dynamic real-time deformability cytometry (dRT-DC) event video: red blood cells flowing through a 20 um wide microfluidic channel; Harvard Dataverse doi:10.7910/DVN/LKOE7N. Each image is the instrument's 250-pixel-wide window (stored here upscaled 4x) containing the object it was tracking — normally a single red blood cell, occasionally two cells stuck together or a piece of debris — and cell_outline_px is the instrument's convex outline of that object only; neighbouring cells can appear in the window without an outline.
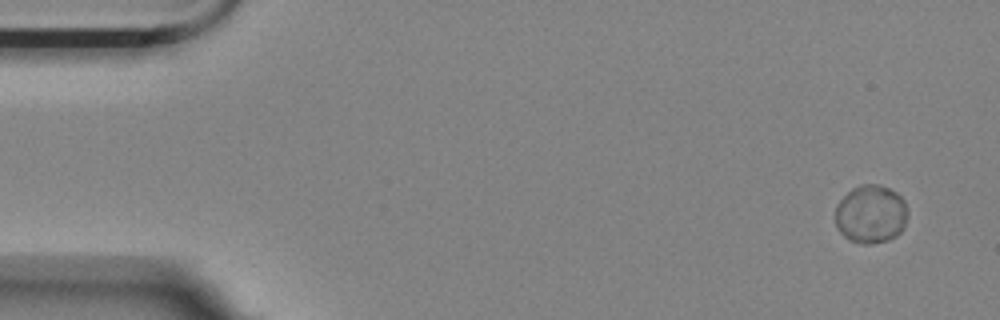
{"species": "Egyptian fruit bat (a non-hibernating species)", "species_latin": "Rousettus aegyptiacus", "temperature_condition": "room temperature", "stored_images_in_passage": 5, "camera_frame_rate_fps": 3000, "um_per_image_px": 0.085, "animal": {"sex": "female"}, "frame": {"image": 1, "passage_image": 1, "time_ms": 0.0, "image_size_px": [1000, 320], "cell_outline_px": [[908, 216], [904, 228], [896, 236], [888, 240], [868, 244], [860, 244], [848, 240], [836, 228], [836, 204], [852, 188], [860, 184], [876, 184], [888, 188], [896, 192], [904, 200], [908, 212]], "centroid_in_image_um": [74.02, 18.21], "position_along_channel_um": 11.0, "area_um2": 24.85}}
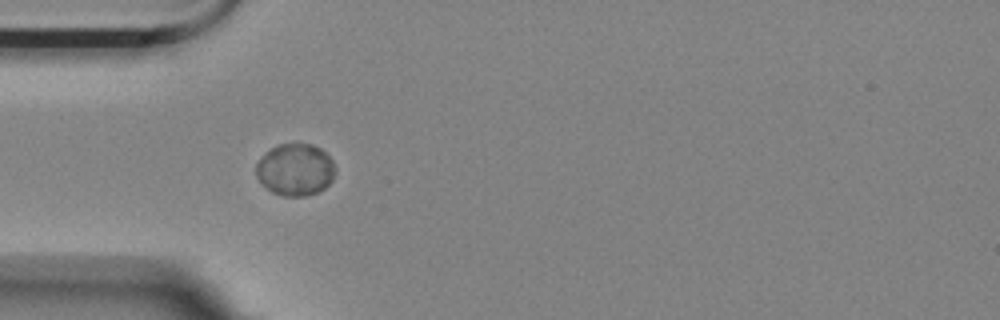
{"frame": {"image": 2, "passage_image": 5, "time_ms": 4.667, "image_size_px": [1000, 320], "cell_outline_px": [[336, 172], [332, 180], [324, 188], [316, 192], [304, 196], [280, 196], [272, 192], [256, 176], [256, 164], [272, 148], [280, 144], [312, 144], [320, 148], [332, 160], [336, 168]], "centroid_in_image_um": [25.13, 14.43], "position_along_channel_um": 59.9, "area_um2": 23.7}}